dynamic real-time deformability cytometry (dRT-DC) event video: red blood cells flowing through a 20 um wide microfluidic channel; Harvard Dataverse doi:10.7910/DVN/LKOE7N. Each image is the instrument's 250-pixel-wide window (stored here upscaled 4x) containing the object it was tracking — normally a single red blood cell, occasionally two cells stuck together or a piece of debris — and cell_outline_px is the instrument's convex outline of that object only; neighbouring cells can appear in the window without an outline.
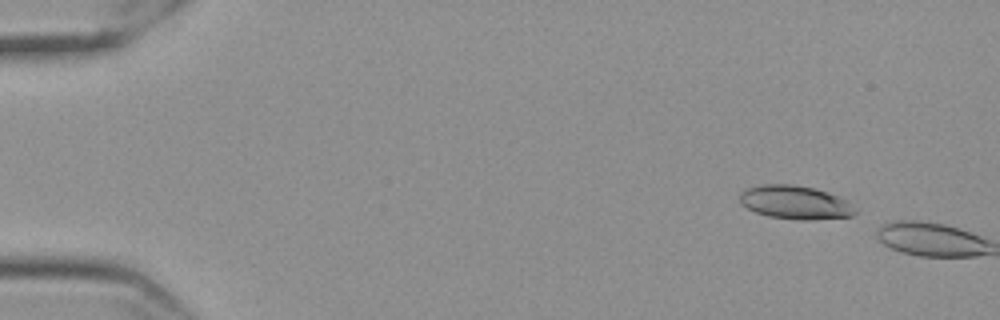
{"species": "Egyptian fruit bat (a non-hibernating species)", "species_latin": "Rousettus aegyptiacus", "temperature_condition": "cold", "stored_images_in_passage": 6, "camera_frame_rate_fps": 3000, "um_per_image_px": 0.085, "frame": {"image": 1, "passage_image": 5, "time_ms": 1.333, "image_size_px": [1000, 320], "cell_outline_px": [[856, 212], [852, 216], [812, 220], [800, 220], [768, 216], [756, 212], [740, 204], [740, 192], [748, 188], [760, 184], [792, 184], [812, 188], [828, 192], [848, 200], [856, 208]], "centroid_in_image_um": [67.61, 17.2], "position_along_channel_um": 17.4, "area_um2": 22.66}}